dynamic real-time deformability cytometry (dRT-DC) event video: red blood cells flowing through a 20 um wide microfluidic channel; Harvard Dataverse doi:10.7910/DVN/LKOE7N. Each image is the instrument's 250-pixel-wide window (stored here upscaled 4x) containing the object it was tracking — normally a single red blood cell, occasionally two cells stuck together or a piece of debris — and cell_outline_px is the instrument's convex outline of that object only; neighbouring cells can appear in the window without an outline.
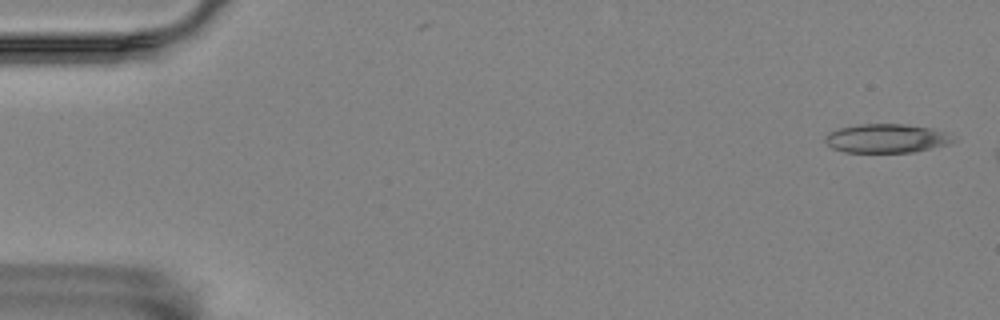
{"species": "Egyptian fruit bat (a non-hibernating species)", "species_latin": "Rousettus aegyptiacus", "temperature_condition": "room temperature", "stored_images_in_passage": 8, "camera_frame_rate_fps": 3000, "um_per_image_px": 0.085, "animal": {"sex": "female"}, "frame": {"image": 1, "passage_image": 2, "time_ms": 0.333, "image_size_px": [1000, 320], "cell_outline_px": [[956, 140], [948, 144], [912, 152], [844, 152], [832, 148], [824, 140], [824, 136], [828, 132], [840, 128], [860, 124], [908, 124], [932, 128], [944, 132]], "centroid_in_image_um": [75.31, 11.76], "position_along_channel_um": 9.7, "area_um2": 21.44}}